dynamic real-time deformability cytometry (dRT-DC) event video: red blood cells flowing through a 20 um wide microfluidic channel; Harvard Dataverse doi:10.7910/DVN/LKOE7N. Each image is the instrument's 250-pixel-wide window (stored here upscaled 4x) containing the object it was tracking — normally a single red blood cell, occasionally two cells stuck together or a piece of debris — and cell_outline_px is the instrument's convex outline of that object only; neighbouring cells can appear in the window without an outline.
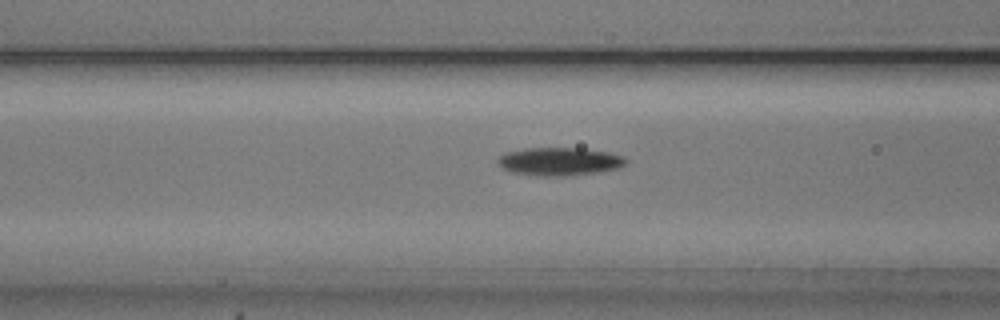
{"species": "common noctule bat (a hibernating species)", "species_latin": "Nyctalus noctula", "temperature_condition": "cold", "stored_images_in_passage": 35, "camera_frame_rate_fps": 3000, "um_per_image_px": 0.085, "animal": {"sex": "male", "body_mass_g": 20.5, "forearm_length_mm": 52.5}, "frame": {"image": 1, "passage_image": 10, "time_ms": 3.0, "image_size_px": [1000, 320], "cell_outline_px": [[628, 164], [620, 168], [600, 172], [568, 176], [536, 176], [512, 172], [500, 168], [496, 164], [496, 160], [504, 152], [524, 148], [580, 148], [608, 152], [624, 156], [628, 160]], "centroid_in_image_um": [47.55, 13.73], "position_along_channel_um": 119.1, "area_um2": 21.5}}
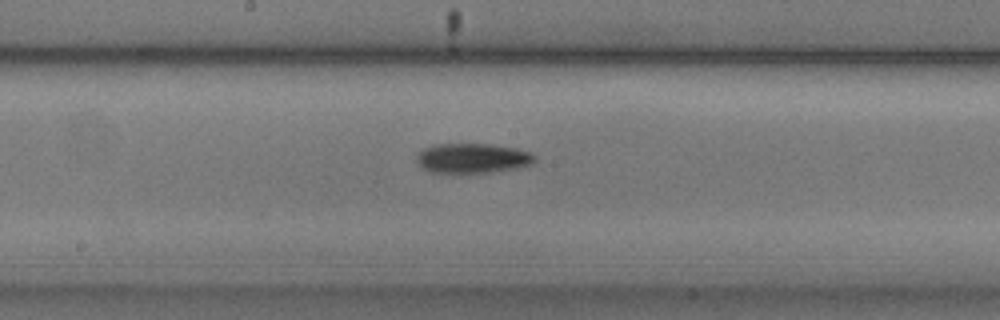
{"frame": {"image": 2, "passage_image": 17, "time_ms": 5.333, "image_size_px": [1000, 320], "cell_outline_px": [[536, 160], [532, 164], [516, 168], [492, 172], [432, 172], [424, 168], [416, 160], [416, 156], [424, 148], [436, 144], [488, 144], [516, 148], [532, 152], [536, 156]], "centroid_in_image_um": [40.22, 13.44], "position_along_channel_um": 208.0, "area_um2": 20.35}}
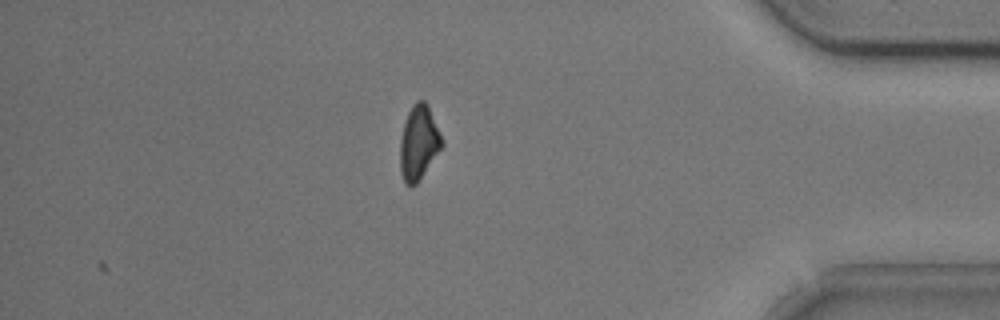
{"frame": {"image": 3, "passage_image": 35, "time_ms": 11.333, "image_size_px": [1000, 320], "cell_outline_px": [[444, 144], [416, 184], [404, 184], [400, 172], [400, 140], [404, 120], [412, 104], [416, 100], [424, 100], [428, 104], [444, 140]], "centroid_in_image_um": [35.59, 12.08], "position_along_channel_um": 399.6, "area_um2": 18.26}, "authors_computed_cell_mechanics": {"area_um2": 19.7676, "velocity_mm_per_s": 3.7934, "shape_relaxation_time_tau1_ms": 4.7272, "shape_relaxation_time_tau2_ms": null, "deformation_change_tau1": 0.1255, "deformation_change_tau2": null}}